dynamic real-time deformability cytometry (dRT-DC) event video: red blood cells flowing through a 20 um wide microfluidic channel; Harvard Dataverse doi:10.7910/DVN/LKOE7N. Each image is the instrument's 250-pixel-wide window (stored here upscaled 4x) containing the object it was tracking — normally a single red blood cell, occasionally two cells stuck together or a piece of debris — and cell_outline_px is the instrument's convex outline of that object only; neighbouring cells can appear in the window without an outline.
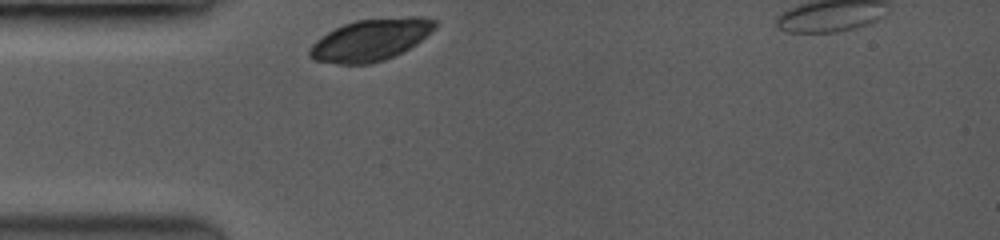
{"species": "common noctule bat (a hibernating species)", "species_latin": "Nyctalus noctula", "temperature_condition": "room temperature", "stored_images_in_passage": 1, "camera_frame_rate_fps": 3500, "um_per_image_px": 0.085, "animal": {"sex": "female", "body_mass_g": 19.0, "forearm_length_mm": 53.3}, "frame": {"image": 1, "passage_image": 1, "time_ms": 0.0, "image_size_px": [1000, 240], "cell_outline_px": [[436, 28], [416, 44], [384, 60], [368, 64], [336, 64], [316, 60], [308, 56], [308, 52], [312, 44], [316, 40], [328, 32], [344, 24], [356, 20], [408, 16], [420, 16], [436, 20]], "centroid_in_image_um": [31.51, 3.38], "position_along_channel_um": 53.5, "area_um2": 30.4}}